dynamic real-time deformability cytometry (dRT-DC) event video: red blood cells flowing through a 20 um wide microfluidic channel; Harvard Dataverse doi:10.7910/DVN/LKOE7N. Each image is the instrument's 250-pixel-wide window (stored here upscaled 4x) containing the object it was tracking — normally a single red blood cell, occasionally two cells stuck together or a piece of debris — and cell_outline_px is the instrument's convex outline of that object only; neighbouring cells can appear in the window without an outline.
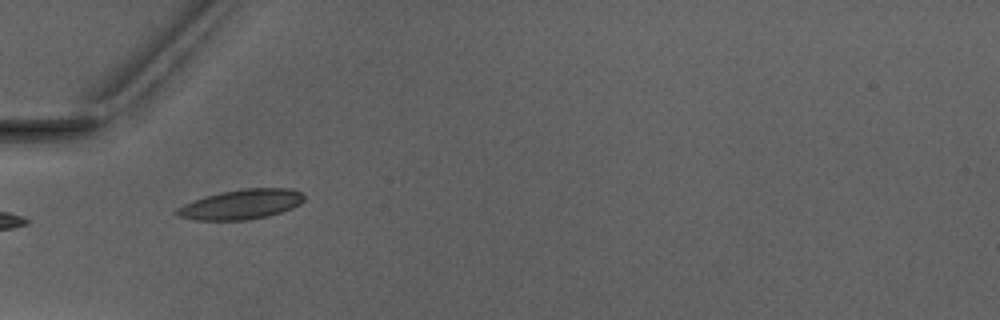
{"species": "Egyptian fruit bat (a non-hibernating species)", "species_latin": "Rousettus aegyptiacus", "temperature_condition": "warm", "stored_images_in_passage": 7, "camera_frame_rate_fps": 3000, "um_per_image_px": 0.085, "animal": {"sex": "male"}, "frame": {"image": 1, "passage_image": 5, "time_ms": 5.667, "image_size_px": [1000, 320], "cell_outline_px": [[304, 200], [300, 204], [292, 208], [268, 216], [244, 220], [192, 220], [176, 216], [172, 212], [176, 208], [184, 204], [220, 192], [244, 188], [292, 188], [300, 192], [304, 196]], "centroid_in_image_um": [20.48, 17.37], "position_along_channel_um": 64.5, "area_um2": 22.14}}
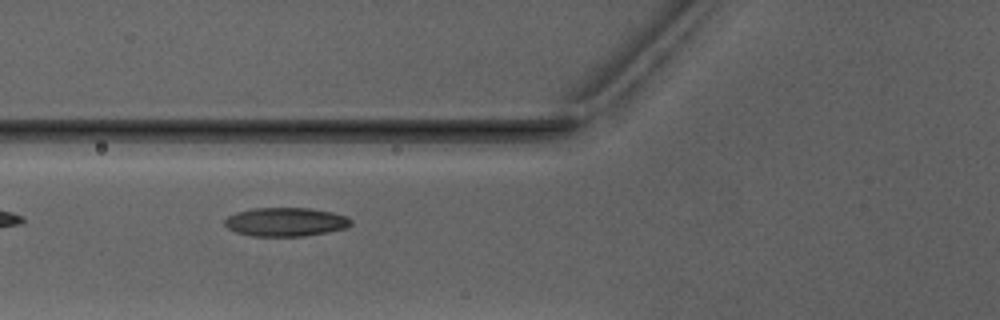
{"frame": {"image": 2, "passage_image": 6, "time_ms": 6.667, "image_size_px": [1000, 320], "cell_outline_px": [[352, 224], [348, 228], [328, 232], [304, 236], [252, 236], [236, 232], [228, 228], [224, 224], [224, 220], [228, 216], [236, 212], [252, 208], [308, 208], [332, 212], [348, 216], [352, 220]], "centroid_in_image_um": [24.31, 18.86], "position_along_channel_um": 101.5, "area_um2": 21.33}}
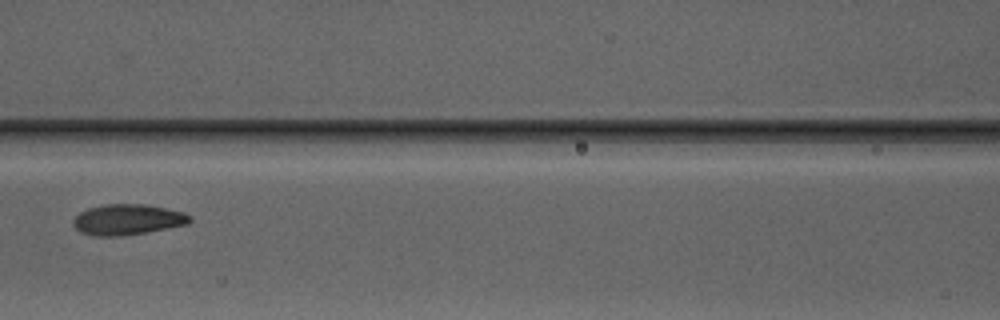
{"frame": {"image": 3, "passage_image": 7, "time_ms": 8.0, "image_size_px": [1000, 320], "cell_outline_px": [[192, 220], [188, 224], [144, 232], [120, 236], [96, 236], [80, 232], [72, 224], [72, 220], [80, 212], [88, 208], [104, 204], [148, 204], [184, 212], [192, 216]], "centroid_in_image_um": [10.84, 18.65], "position_along_channel_um": 155.8, "area_um2": 20.87}}